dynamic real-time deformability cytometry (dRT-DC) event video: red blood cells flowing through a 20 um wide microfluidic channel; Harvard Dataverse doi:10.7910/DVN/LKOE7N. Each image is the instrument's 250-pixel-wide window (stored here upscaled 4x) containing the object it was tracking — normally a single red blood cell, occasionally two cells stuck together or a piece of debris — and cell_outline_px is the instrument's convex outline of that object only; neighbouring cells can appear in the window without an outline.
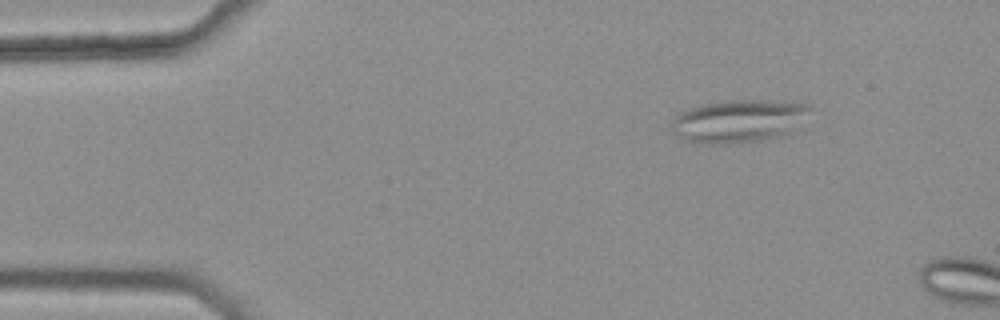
{"species": "common noctule bat (a hibernating species)", "species_latin": "Nyctalus noctula", "temperature_condition": "warm", "stored_images_in_passage": 3, "camera_frame_rate_fps": 3000, "um_per_image_px": 0.085, "animal": {"sex": "female", "body_mass_g": 25.1}, "frame": {"image": 1, "passage_image": 2, "time_ms": 0.333, "image_size_px": [1000, 320], "cell_outline_px": [[812, 108], [784, 136], [768, 140], [732, 144], [708, 144], [684, 140], [672, 132], [672, 120], [680, 112], [700, 104], [724, 100], [800, 100], [808, 104]], "centroid_in_image_um": [62.79, 10.27], "position_along_channel_um": 22.2, "area_um2": 35.08}}